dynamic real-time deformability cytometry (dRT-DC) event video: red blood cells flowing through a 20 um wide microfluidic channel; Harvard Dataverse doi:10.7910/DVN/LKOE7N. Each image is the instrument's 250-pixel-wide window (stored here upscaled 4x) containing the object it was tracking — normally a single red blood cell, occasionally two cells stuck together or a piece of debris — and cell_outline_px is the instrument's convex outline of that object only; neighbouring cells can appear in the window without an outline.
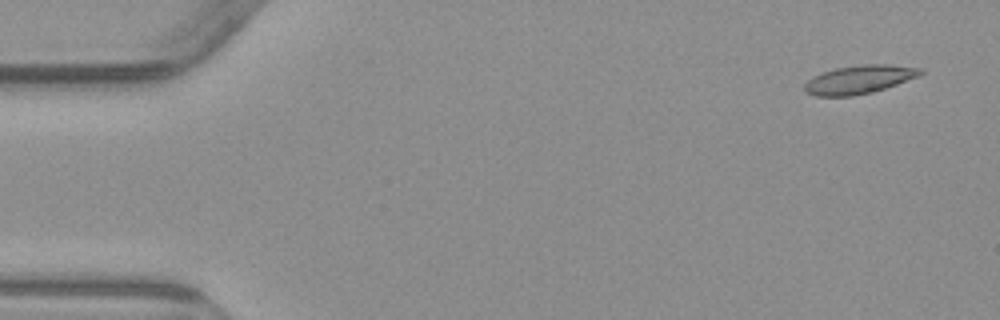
{"species": "common noctule bat (a hibernating species)", "species_latin": "Nyctalus noctula", "temperature_condition": "warm", "stored_images_in_passage": 7, "camera_frame_rate_fps": 3000, "um_per_image_px": 0.085, "animal": {"sex": "male", "body_mass_g": 23.1, "forearm_length_mm": 52.7}, "frame": {"image": 1, "passage_image": 1, "time_ms": 0.0, "image_size_px": [1000, 320], "cell_outline_px": [[924, 72], [920, 76], [872, 92], [852, 96], [816, 96], [804, 92], [804, 84], [812, 76], [836, 68], [864, 64], [888, 64], [924, 68]], "centroid_in_image_um": [73.04, 6.75], "position_along_channel_um": 12.0, "area_um2": 19.25}}
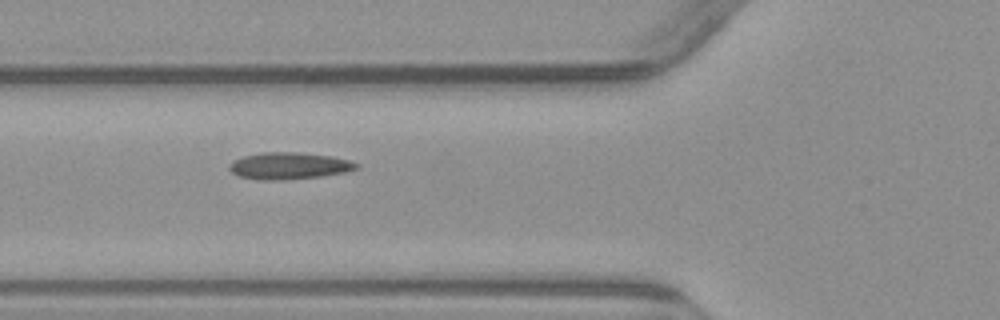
{"frame": {"image": 2, "passage_image": 6, "time_ms": 5.667, "image_size_px": [1000, 320], "cell_outline_px": [[360, 168], [344, 172], [320, 176], [276, 180], [260, 180], [240, 176], [232, 172], [228, 168], [228, 164], [244, 156], [264, 152], [296, 152], [332, 156], [348, 160], [360, 164]], "centroid_in_image_um": [24.58, 14.09], "position_along_channel_um": 101.2, "area_um2": 19.65}}
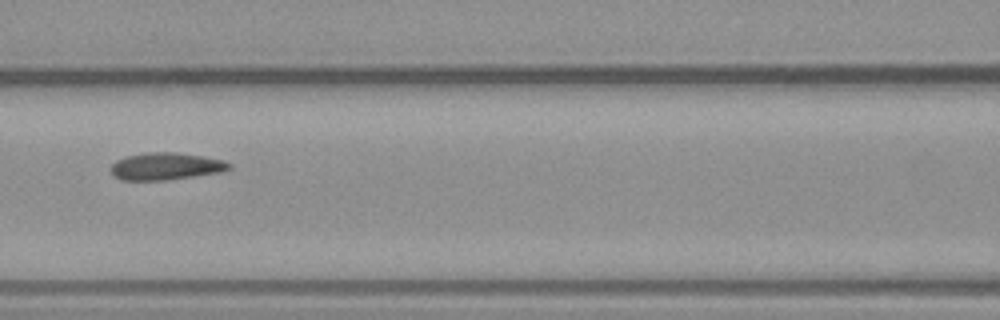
{"frame": {"image": 3, "passage_image": 7, "time_ms": 7.0, "image_size_px": [1000, 320], "cell_outline_px": [[232, 168], [224, 172], [168, 180], [120, 180], [112, 176], [108, 168], [116, 160], [128, 156], [148, 152], [176, 152], [204, 156], [224, 160], [232, 164]], "centroid_in_image_um": [14.11, 14.14], "position_along_channel_um": 152.5, "area_um2": 19.19}}